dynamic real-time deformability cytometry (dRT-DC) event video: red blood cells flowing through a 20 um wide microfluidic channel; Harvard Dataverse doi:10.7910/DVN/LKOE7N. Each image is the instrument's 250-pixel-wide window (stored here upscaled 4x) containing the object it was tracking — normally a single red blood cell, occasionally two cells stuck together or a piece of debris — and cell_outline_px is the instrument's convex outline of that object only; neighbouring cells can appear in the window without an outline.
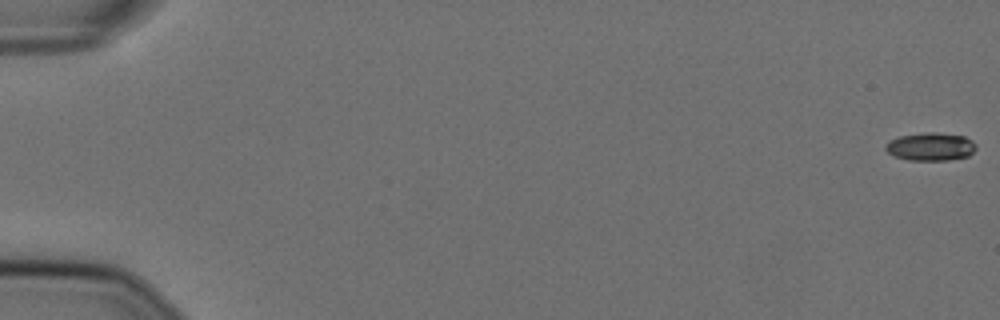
{"species": "Egyptian fruit bat (a non-hibernating species)", "species_latin": "Rousettus aegyptiacus", "temperature_condition": "cold", "stored_images_in_passage": 23, "camera_frame_rate_fps": 3000, "um_per_image_px": 0.085, "animal": {"sex": "female"}, "frame": {"image": 1, "passage_image": 1, "time_ms": 0.0, "image_size_px": [1000, 320], "cell_outline_px": [[976, 148], [968, 156], [948, 160], [908, 160], [892, 156], [884, 148], [884, 144], [900, 136], [928, 132], [936, 132], [964, 136], [972, 140], [976, 144]], "centroid_in_image_um": [79.09, 12.47], "position_along_channel_um": 5.9, "area_um2": 14.8}}
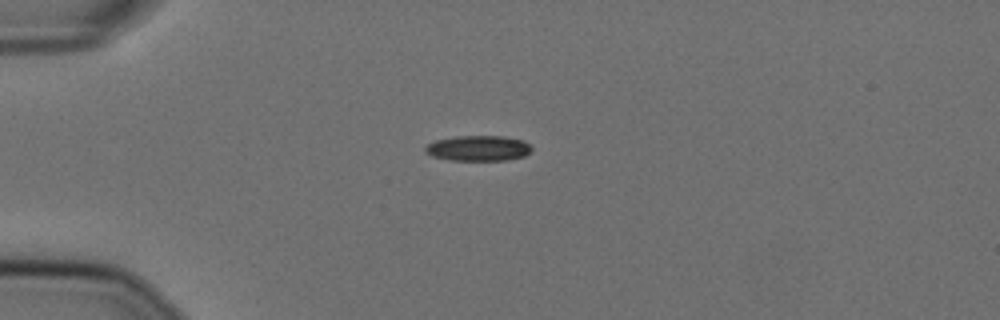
{"frame": {"image": 2, "passage_image": 16, "time_ms": 5.0, "image_size_px": [1000, 320], "cell_outline_px": [[532, 148], [524, 156], [508, 160], [452, 160], [432, 156], [424, 152], [424, 148], [428, 144], [436, 140], [456, 136], [504, 136], [524, 140]], "centroid_in_image_um": [40.64, 12.59], "position_along_channel_um": 44.4, "area_um2": 15.72}}
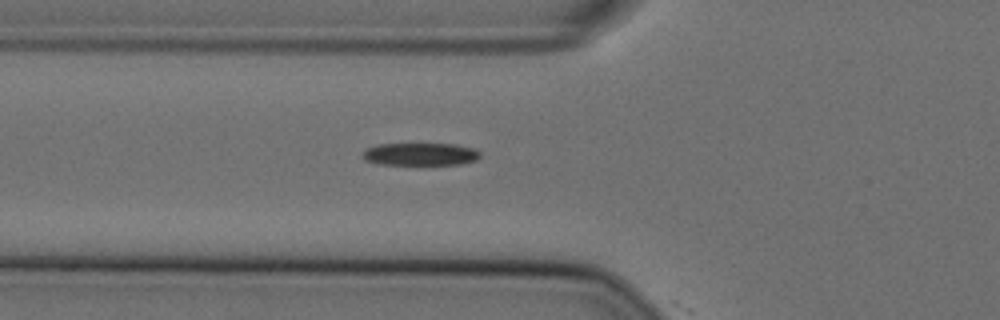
{"frame": {"image": 3, "passage_image": 22, "time_ms": 7.0, "image_size_px": [1000, 320], "cell_outline_px": [[480, 156], [476, 160], [460, 164], [376, 164], [364, 160], [364, 152], [368, 148], [380, 144], [456, 144], [476, 148], [480, 152]], "centroid_in_image_um": [35.78, 13.1], "position_along_channel_um": 90.0, "area_um2": 15.37}}